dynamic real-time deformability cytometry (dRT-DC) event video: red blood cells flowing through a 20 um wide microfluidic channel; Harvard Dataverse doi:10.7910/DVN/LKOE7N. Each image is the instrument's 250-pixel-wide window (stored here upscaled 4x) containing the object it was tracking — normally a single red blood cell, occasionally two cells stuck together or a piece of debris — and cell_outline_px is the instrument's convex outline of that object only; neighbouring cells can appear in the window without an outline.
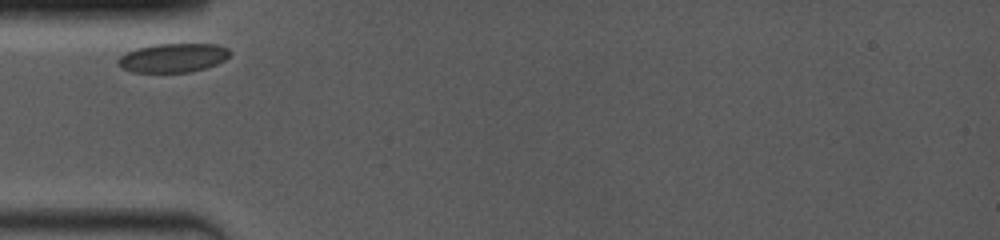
{"species": "common noctule bat (a hibernating species)", "species_latin": "Nyctalus noctula", "temperature_condition": "room temperature", "stored_images_in_passage": 2, "camera_frame_rate_fps": 4000, "um_per_image_px": 0.085, "animal": {"sex": "female", "body_mass_g": 19.0, "forearm_length_mm": 53.3}, "frame": {"image": 1, "passage_image": 1, "time_ms": 0.0, "image_size_px": [1000, 240], "cell_outline_px": [[232, 52], [224, 60], [216, 64], [204, 68], [188, 72], [132, 72], [120, 68], [116, 64], [116, 60], [124, 52], [136, 48], [156, 44], [216, 44], [228, 48]], "centroid_in_image_um": [14.65, 4.91], "position_along_channel_um": 70.4, "area_um2": 19.02}}